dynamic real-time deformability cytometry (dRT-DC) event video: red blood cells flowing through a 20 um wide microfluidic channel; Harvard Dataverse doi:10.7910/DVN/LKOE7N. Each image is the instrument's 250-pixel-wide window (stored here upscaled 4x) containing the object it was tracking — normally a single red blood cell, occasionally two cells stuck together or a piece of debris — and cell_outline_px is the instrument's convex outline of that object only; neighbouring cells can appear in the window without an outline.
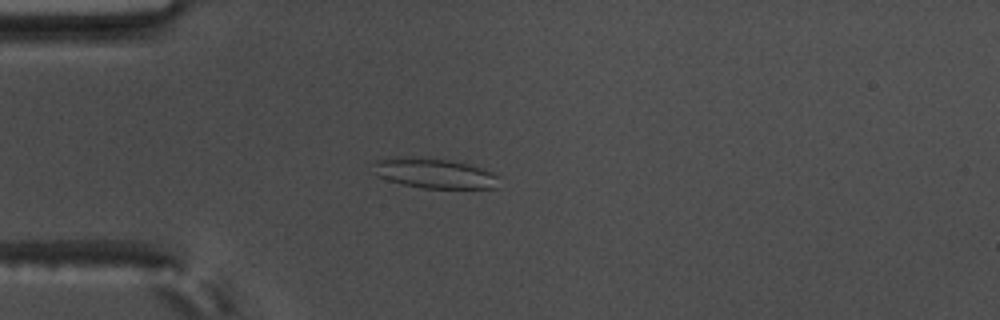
{"species": "common noctule bat (a hibernating species)", "species_latin": "Nyctalus noctula", "temperature_condition": "warm", "stored_images_in_passage": 47, "camera_frame_rate_fps": 3000, "um_per_image_px": 0.085, "animal": {"sex": "male", "body_mass_g": 17.5, "forearm_length_mm": 52.3}, "frame": {"image": 1, "passage_image": 9, "time_ms": 2.667, "image_size_px": [1000, 320], "cell_outline_px": [[496, 188], [420, 188], [400, 184], [376, 176], [372, 164], [376, 160], [392, 156], [420, 156], [448, 160], [468, 164], [484, 168], [492, 172], [496, 176]], "centroid_in_image_um": [36.82, 14.71], "position_along_channel_um": 48.2, "area_um2": 22.31}}
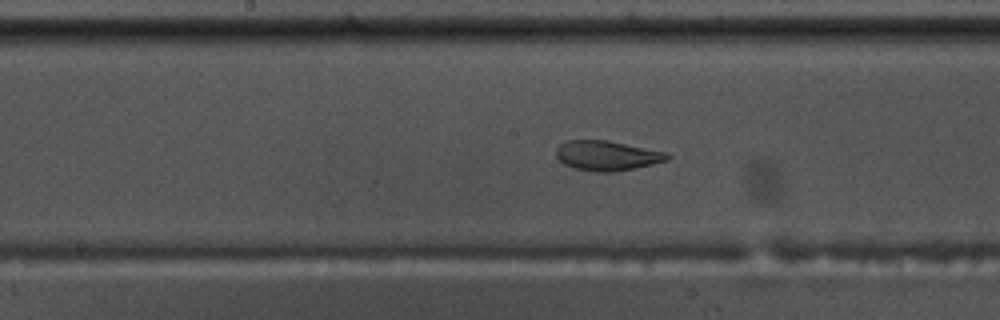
{"frame": {"image": 2, "passage_image": 23, "time_ms": 7.333, "image_size_px": [1000, 320], "cell_outline_px": [[672, 156], [668, 160], [652, 164], [616, 172], [596, 172], [576, 168], [564, 164], [556, 156], [556, 148], [560, 144], [568, 140], [608, 140], [668, 152]], "centroid_in_image_um": [51.63, 13.22], "position_along_channel_um": 196.6, "area_um2": 19.42}}
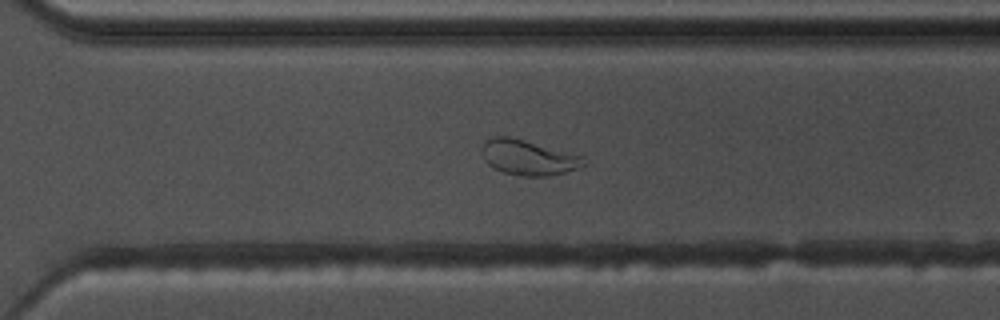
{"frame": {"image": 3, "passage_image": 34, "time_ms": 11.0, "image_size_px": [1000, 320], "cell_outline_px": [[588, 164], [564, 172], [548, 176], [524, 176], [504, 172], [488, 164], [484, 160], [484, 140], [492, 136], [508, 136], [524, 140], [584, 156]], "centroid_in_image_um": [44.94, 13.38], "position_along_channel_um": 325.7, "area_um2": 20.58}, "authors_computed_cell_mechanics": {"area_um2": 21.6172, "velocity_mm_per_s": 3.5252, "shape_relaxation_time_tau1_ms": null, "shape_relaxation_time_tau2_ms": 1.5692, "deformation_change_tau1": null, "deformation_change_tau2": 0.0838}}